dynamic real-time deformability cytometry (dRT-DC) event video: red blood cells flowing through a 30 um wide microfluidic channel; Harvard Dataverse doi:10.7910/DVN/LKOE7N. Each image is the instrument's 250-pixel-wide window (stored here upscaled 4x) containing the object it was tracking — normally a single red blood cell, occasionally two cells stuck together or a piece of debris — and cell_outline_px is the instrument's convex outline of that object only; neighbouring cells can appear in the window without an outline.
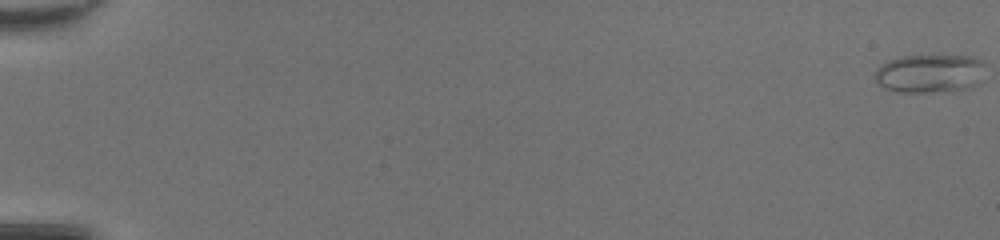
{"species": "common noctule bat (a hibernating species)", "species_latin": "Nyctalus noctula", "temperature_condition": "room temperature", "stored_images_in_passage": 51, "camera_frame_rate_fps": 3000, "um_per_image_px": 0.085, "animal": {"sex": "female", "body_mass_g": 20.0, "forearm_length_mm": 54.0}, "frame": {"image": 1, "passage_image": 1, "time_ms": 0.0, "image_size_px": [1000, 240], "cell_outline_px": [[984, 80], [972, 88], [944, 92], [896, 92], [884, 88], [876, 80], [876, 68], [880, 64], [888, 60], [900, 56], [968, 56], [980, 60], [984, 64]], "centroid_in_image_um": [79.06, 6.26], "position_along_channel_um": 5.9, "area_um2": 25.2}}
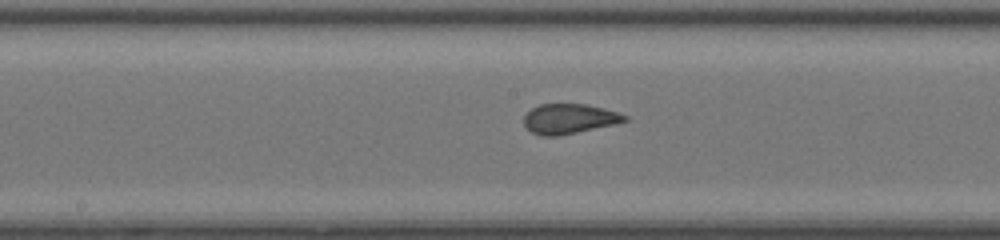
{"frame": {"image": 2, "passage_image": 29, "time_ms": 9.333, "image_size_px": [1000, 240], "cell_outline_px": [[628, 120], [616, 124], [556, 136], [540, 136], [532, 132], [524, 124], [524, 116], [532, 108], [540, 104], [588, 104], [604, 108], [628, 116]], "centroid_in_image_um": [48.39, 10.09], "position_along_channel_um": 199.8, "area_um2": 17.46}}
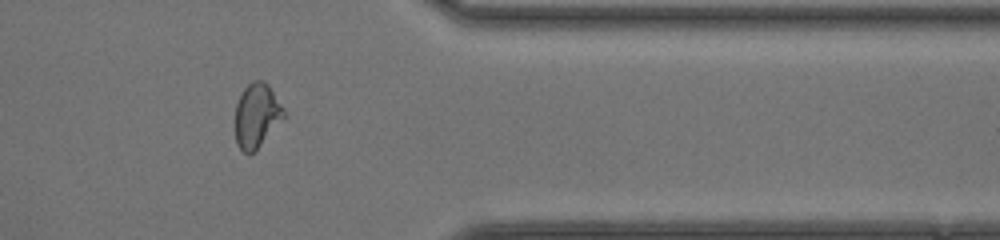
{"frame": {"image": 3, "passage_image": 43, "time_ms": 14.0, "image_size_px": [1000, 240], "cell_outline_px": [[284, 116], [260, 144], [248, 156], [236, 144], [236, 104], [244, 88], [252, 80], [264, 80], [268, 84], [284, 108]], "centroid_in_image_um": [21.8, 9.78], "position_along_channel_um": 389.6, "area_um2": 17.74}}